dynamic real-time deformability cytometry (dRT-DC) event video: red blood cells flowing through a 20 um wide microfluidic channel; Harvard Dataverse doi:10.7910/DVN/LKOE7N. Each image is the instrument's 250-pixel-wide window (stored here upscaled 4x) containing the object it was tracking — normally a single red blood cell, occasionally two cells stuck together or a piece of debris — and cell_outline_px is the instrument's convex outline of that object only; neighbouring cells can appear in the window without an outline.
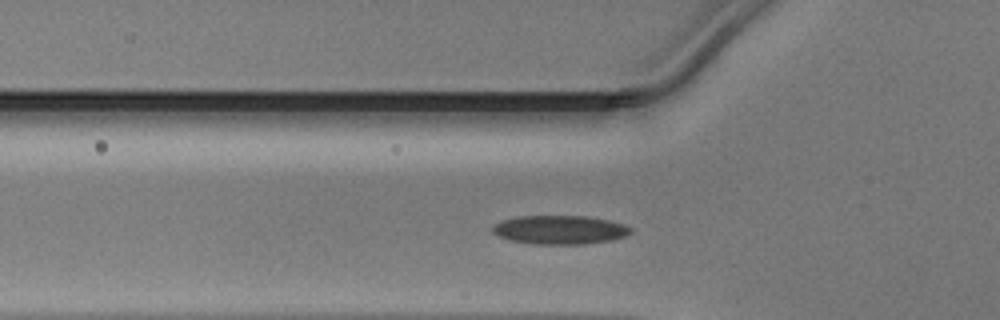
{"species": "Egyptian fruit bat (a non-hibernating species)", "species_latin": "Rousettus aegyptiacus", "temperature_condition": "warm", "stored_images_in_passage": 35, "camera_frame_rate_fps": 3000, "um_per_image_px": 0.085, "animal": {"sex": "male"}, "frame": {"image": 1, "passage_image": 11, "time_ms": 3.333, "image_size_px": [1000, 320], "cell_outline_px": [[632, 232], [624, 236], [612, 240], [584, 244], [536, 244], [512, 240], [500, 236], [492, 232], [492, 228], [500, 220], [516, 216], [588, 216], [608, 220], [624, 224], [632, 228]], "centroid_in_image_um": [47.6, 19.52], "position_along_channel_um": 78.2, "area_um2": 23.12}}
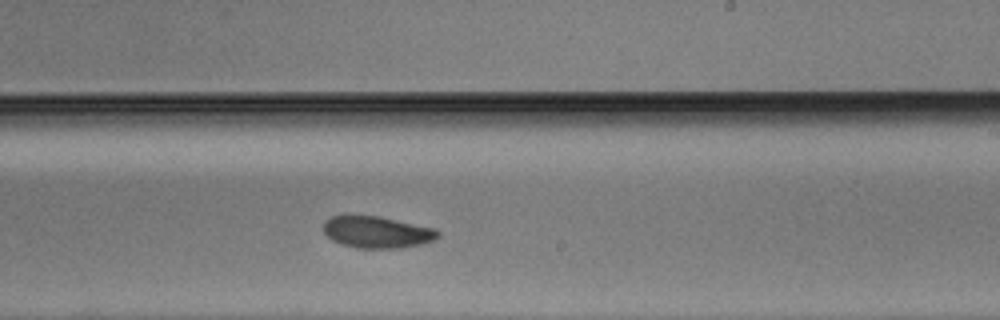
{"frame": {"image": 2, "passage_image": 24, "time_ms": 7.667, "image_size_px": [1000, 320], "cell_outline_px": [[440, 236], [436, 240], [424, 244], [400, 248], [356, 248], [332, 240], [324, 232], [324, 224], [332, 216], [348, 212], [380, 216], [436, 228], [440, 232]], "centroid_in_image_um": [32.07, 19.69], "position_along_channel_um": 256.9, "area_um2": 21.91}}
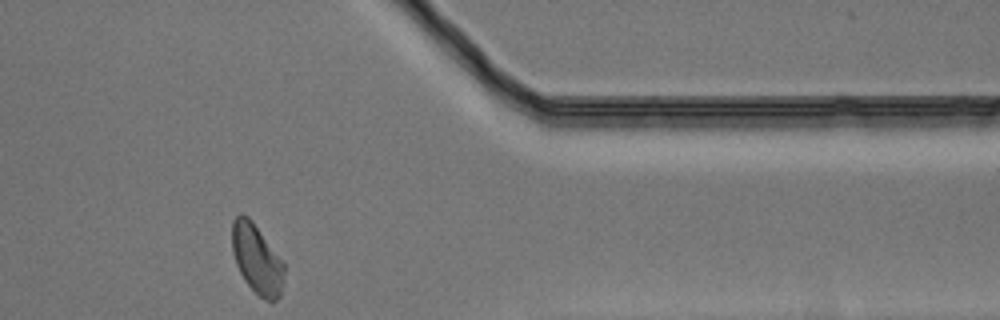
{"frame": {"image": 3, "passage_image": 35, "time_ms": 11.333, "image_size_px": [1000, 320], "cell_outline_px": [[284, 272], [280, 296], [272, 304], [264, 300], [244, 280], [236, 264], [232, 252], [232, 220], [240, 212], [248, 216], [252, 220], [284, 264]], "centroid_in_image_um": [21.81, 22.02], "position_along_channel_um": 389.6, "area_um2": 20.98}}